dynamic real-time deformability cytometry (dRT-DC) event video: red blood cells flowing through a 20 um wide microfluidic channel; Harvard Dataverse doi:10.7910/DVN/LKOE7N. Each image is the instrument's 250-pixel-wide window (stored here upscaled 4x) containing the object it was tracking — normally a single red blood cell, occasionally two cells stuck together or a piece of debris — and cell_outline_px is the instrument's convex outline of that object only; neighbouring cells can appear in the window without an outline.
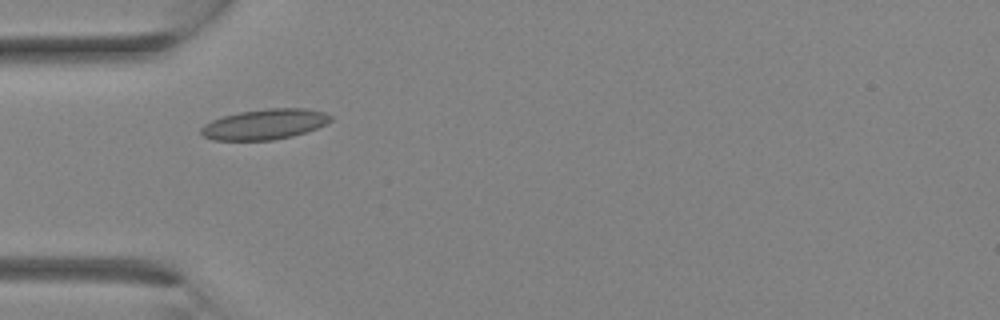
{"species": "Egyptian fruit bat (a non-hibernating species)", "species_latin": "Rousettus aegyptiacus", "temperature_condition": "room temperature", "stored_images_in_passage": 3, "camera_frame_rate_fps": 3000, "um_per_image_px": 0.085, "animal": {"sex": "female"}, "frame": {"image": 1, "passage_image": 3, "time_ms": 2.0, "image_size_px": [1000, 320], "cell_outline_px": [[332, 120], [328, 124], [292, 136], [272, 140], [212, 140], [204, 136], [200, 132], [200, 128], [204, 124], [212, 120], [224, 116], [240, 112], [268, 108], [308, 108], [324, 112], [332, 116]], "centroid_in_image_um": [22.52, 10.56], "position_along_channel_um": 62.5, "area_um2": 22.95}}